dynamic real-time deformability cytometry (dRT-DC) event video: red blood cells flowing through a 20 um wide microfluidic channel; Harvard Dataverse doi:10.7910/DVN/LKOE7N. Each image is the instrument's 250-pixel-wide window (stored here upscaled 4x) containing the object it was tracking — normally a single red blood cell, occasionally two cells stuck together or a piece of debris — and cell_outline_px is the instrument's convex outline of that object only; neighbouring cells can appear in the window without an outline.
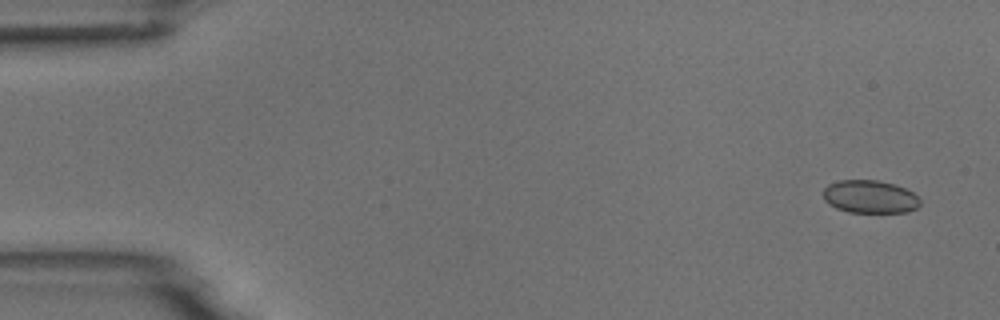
{"species": "common noctule bat (a hibernating species)", "species_latin": "Nyctalus noctula", "temperature_condition": "room temperature", "stored_images_in_passage": 6, "camera_frame_rate_fps": 3000, "um_per_image_px": 0.085, "animal": {"sex": "male", "body_mass_g": 18.8}, "frame": {"image": 1, "passage_image": 1, "time_ms": 0.0, "image_size_px": [1000, 320], "cell_outline_px": [[920, 204], [916, 208], [908, 212], [848, 212], [836, 208], [828, 204], [824, 200], [824, 188], [828, 184], [840, 180], [876, 180], [892, 184], [904, 188], [912, 192], [920, 200]], "centroid_in_image_um": [73.92, 16.73], "position_along_channel_um": 11.1, "area_um2": 18.5}}
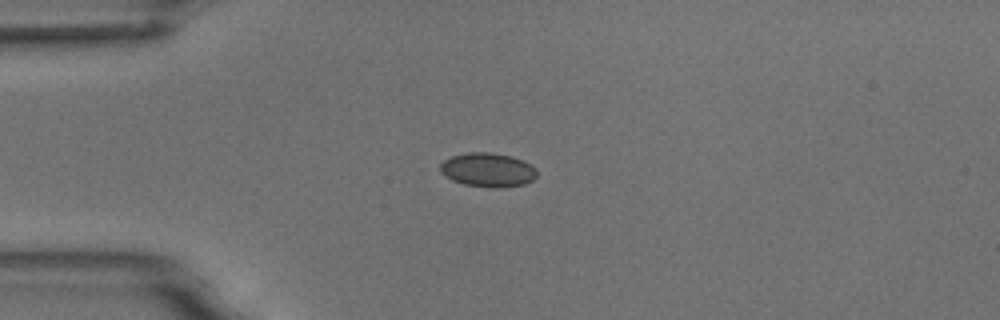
{"frame": {"image": 2, "passage_image": 4, "time_ms": 3.667, "image_size_px": [1000, 320], "cell_outline_px": [[536, 176], [532, 180], [524, 184], [500, 188], [492, 188], [464, 184], [452, 180], [440, 172], [440, 164], [444, 160], [452, 156], [468, 152], [488, 152], [512, 156], [536, 168]], "centroid_in_image_um": [41.44, 14.44], "position_along_channel_um": 43.6, "area_um2": 19.07}}